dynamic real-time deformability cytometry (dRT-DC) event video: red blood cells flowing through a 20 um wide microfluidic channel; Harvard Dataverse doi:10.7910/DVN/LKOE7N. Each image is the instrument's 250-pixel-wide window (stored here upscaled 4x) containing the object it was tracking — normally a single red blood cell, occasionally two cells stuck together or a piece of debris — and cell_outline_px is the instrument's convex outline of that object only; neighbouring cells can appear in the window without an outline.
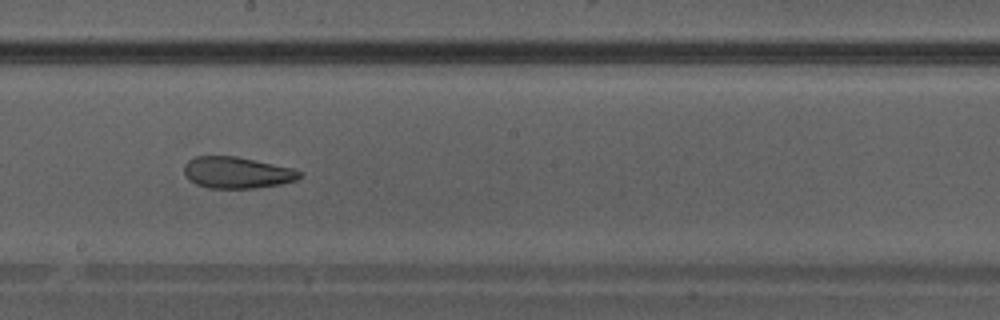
{"species": "Egyptian fruit bat (a non-hibernating species)", "species_latin": "Rousettus aegyptiacus", "temperature_condition": "warm", "stored_images_in_passage": 41, "camera_frame_rate_fps": 3000, "um_per_image_px": 0.085, "animal": {"sex": "male"}, "frame": {"image": 1, "passage_image": 24, "time_ms": 7.667, "image_size_px": [1000, 320], "cell_outline_px": [[304, 176], [296, 180], [280, 184], [256, 188], [208, 188], [196, 184], [184, 172], [184, 164], [188, 160], [196, 156], [236, 156], [296, 168]], "centroid_in_image_um": [20.19, 14.66], "position_along_channel_um": 228.0, "area_um2": 21.27}}